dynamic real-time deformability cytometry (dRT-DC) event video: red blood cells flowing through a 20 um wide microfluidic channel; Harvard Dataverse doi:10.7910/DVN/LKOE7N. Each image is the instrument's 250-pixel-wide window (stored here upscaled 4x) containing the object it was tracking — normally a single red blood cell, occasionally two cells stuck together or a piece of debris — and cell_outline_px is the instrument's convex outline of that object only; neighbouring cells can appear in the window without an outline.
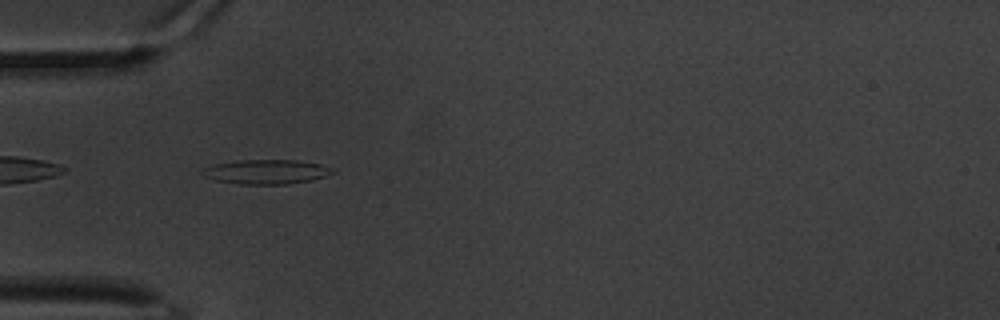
{"species": "common noctule bat (a hibernating species)", "species_latin": "Nyctalus noctula", "temperature_condition": "warm", "stored_images_in_passage": 44, "camera_frame_rate_fps": 3000, "um_per_image_px": 0.085, "animal": {"sex": "male", "body_mass_g": 20.1, "forearm_length_mm": 53.5}, "frame": {"image": 1, "passage_image": 2, "time_ms": 0.333, "image_size_px": [1000, 320], "cell_outline_px": [[336, 172], [312, 180], [288, 184], [240, 184], [216, 180], [204, 176], [200, 172], [204, 168], [216, 164], [236, 160], [296, 160], [320, 164], [336, 168]], "centroid_in_image_um": [22.68, 14.6], "position_along_channel_um": 62.3, "area_um2": 18.55}}
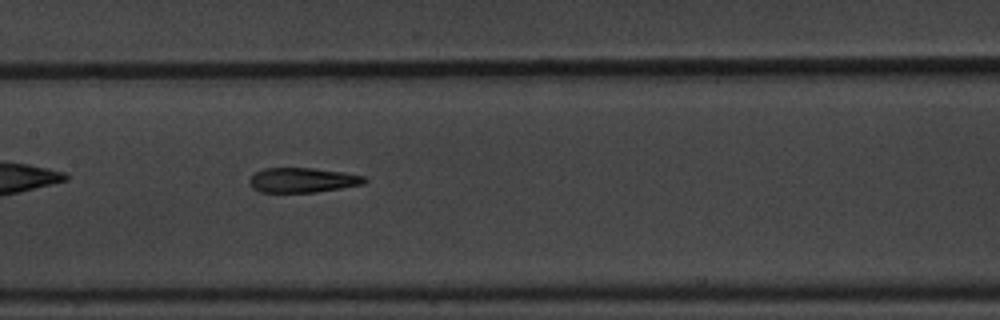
{"frame": {"image": 2, "passage_image": 13, "time_ms": 4.0, "image_size_px": [1000, 320], "cell_outline_px": [[368, 180], [364, 184], [316, 192], [260, 192], [252, 188], [248, 184], [248, 180], [256, 172], [264, 168], [312, 168], [344, 172], [364, 176]], "centroid_in_image_um": [25.7, 15.31], "position_along_channel_um": 181.7, "area_um2": 16.65}}
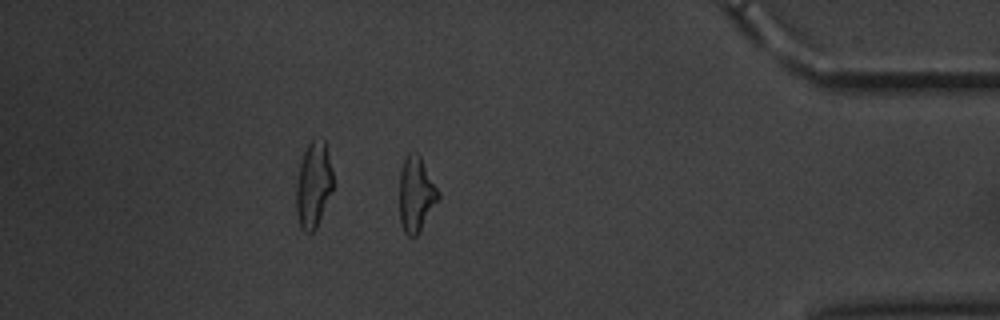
{"frame": {"image": 3, "passage_image": 36, "time_ms": 11.667, "image_size_px": [1000, 320], "cell_outline_px": [[440, 196], [420, 232], [416, 236], [408, 236], [404, 232], [400, 220], [400, 172], [404, 160], [408, 152], [416, 152], [420, 156], [440, 192]], "centroid_in_image_um": [35.37, 16.52], "position_along_channel_um": 399.8, "area_um2": 16.94}, "authors_computed_cell_mechanics": {"area_um2": 17.1666, "velocity_mm_per_s": 3.2947, "shape_relaxation_time_tau1_ms": 5.2273, "shape_relaxation_time_tau2_ms": 2.6987, "deformation_change_tau1": 0.1995, "deformation_change_tau2": 0.1292}}